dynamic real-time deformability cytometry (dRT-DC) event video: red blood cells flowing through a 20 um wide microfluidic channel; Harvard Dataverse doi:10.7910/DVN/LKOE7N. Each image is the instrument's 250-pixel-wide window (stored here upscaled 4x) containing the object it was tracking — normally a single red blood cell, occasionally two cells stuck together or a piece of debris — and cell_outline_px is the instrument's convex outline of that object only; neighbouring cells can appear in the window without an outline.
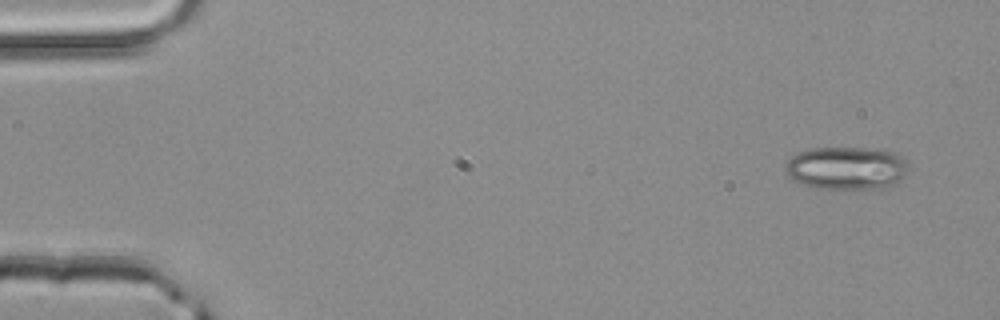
{"species": "common noctule bat (a hibernating species)", "species_latin": "Nyctalus noctula", "temperature_condition": "room temperature", "stored_images_in_passage": 4, "camera_frame_rate_fps": 3000, "um_per_image_px": 0.085, "animal": {"sex": "male", "body_mass_g": 20.4}, "frame": {"image": 1, "passage_image": 1, "time_ms": 0.0, "image_size_px": [1000, 320], "cell_outline_px": [[908, 168], [904, 176], [896, 184], [888, 188], [816, 188], [800, 184], [788, 176], [784, 168], [784, 164], [792, 156], [800, 152], [812, 148], [864, 148], [896, 152], [904, 156], [908, 160]], "centroid_in_image_um": [71.98, 14.29], "position_along_channel_um": 13.0, "area_um2": 31.1}}